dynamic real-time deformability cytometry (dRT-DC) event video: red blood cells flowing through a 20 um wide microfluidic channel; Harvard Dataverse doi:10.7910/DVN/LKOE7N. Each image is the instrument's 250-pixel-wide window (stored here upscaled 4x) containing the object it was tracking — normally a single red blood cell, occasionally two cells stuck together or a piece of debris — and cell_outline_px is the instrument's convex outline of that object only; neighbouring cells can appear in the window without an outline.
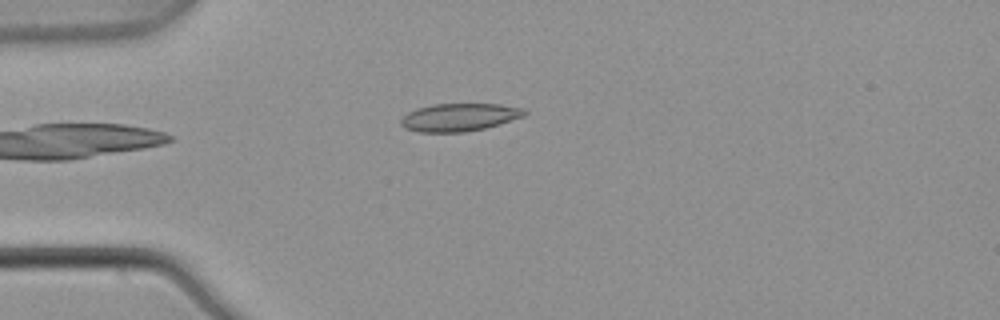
{"species": "common noctule bat (a hibernating species)", "species_latin": "Nyctalus noctula", "temperature_condition": "warm", "stored_images_in_passage": 4, "camera_frame_rate_fps": 3000, "um_per_image_px": 0.085, "animal": {"sex": "male", "body_mass_g": 21.5, "forearm_length_mm": 52.0}, "frame": {"image": 1, "passage_image": 4, "time_ms": 1.0, "image_size_px": [1000, 320], "cell_outline_px": [[528, 112], [524, 116], [500, 124], [484, 128], [464, 132], [420, 132], [404, 128], [400, 124], [400, 120], [408, 112], [416, 108], [432, 104], [500, 104], [524, 108]], "centroid_in_image_um": [39.04, 9.96], "position_along_channel_um": 46.0, "area_um2": 20.11}}